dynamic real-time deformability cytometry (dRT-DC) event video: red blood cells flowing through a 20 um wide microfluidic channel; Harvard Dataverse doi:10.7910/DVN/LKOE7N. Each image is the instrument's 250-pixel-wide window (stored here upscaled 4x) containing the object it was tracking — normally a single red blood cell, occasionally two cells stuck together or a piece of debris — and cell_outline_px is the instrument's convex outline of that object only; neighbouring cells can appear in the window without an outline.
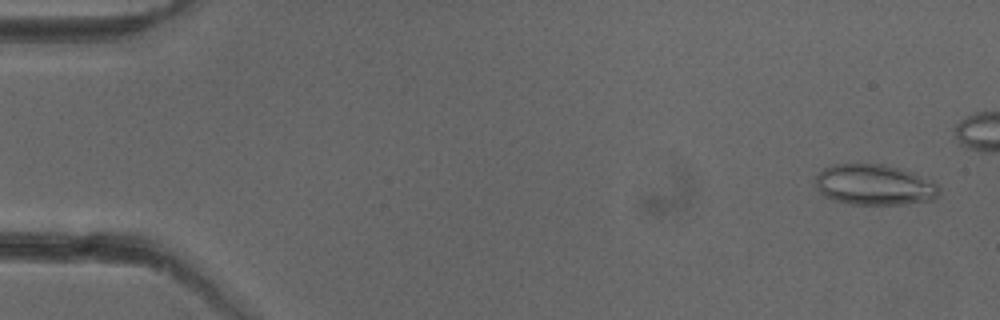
{"species": "common noctule bat (a hibernating species)", "species_latin": "Nyctalus noctula", "temperature_condition": "cold", "stored_images_in_passage": 44, "camera_frame_rate_fps": 3000, "um_per_image_px": 0.085, "animal": {"sex": "female"}, "frame": {"image": 1, "passage_image": 2, "time_ms": 0.333, "image_size_px": [1000, 320], "cell_outline_px": [[940, 192], [932, 200], [904, 204], [852, 204], [832, 200], [824, 196], [816, 188], [816, 176], [824, 168], [832, 164], [880, 164], [900, 168], [912, 172], [932, 180], [940, 188]], "centroid_in_image_um": [74.32, 15.71], "position_along_channel_um": 10.7, "area_um2": 29.36}}
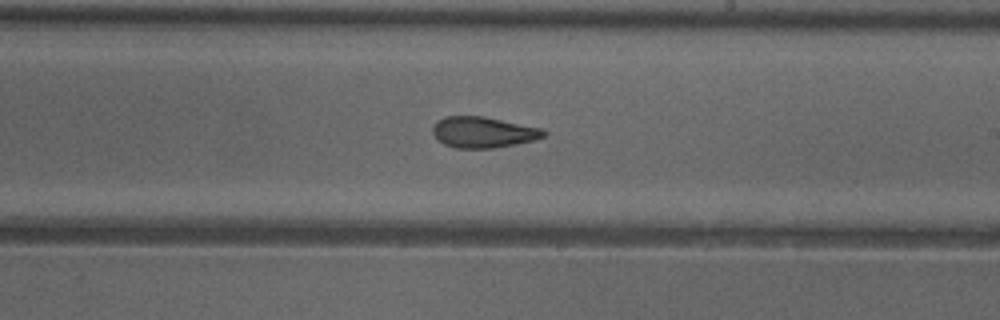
{"frame": {"image": 2, "passage_image": 30, "time_ms": 9.667, "image_size_px": [1000, 320], "cell_outline_px": [[548, 132], [544, 136], [536, 140], [516, 144], [492, 148], [456, 148], [444, 144], [432, 132], [432, 128], [436, 120], [444, 116], [484, 116], [544, 128]], "centroid_in_image_um": [41.11, 11.23], "position_along_channel_um": 247.9, "area_um2": 20.23}}
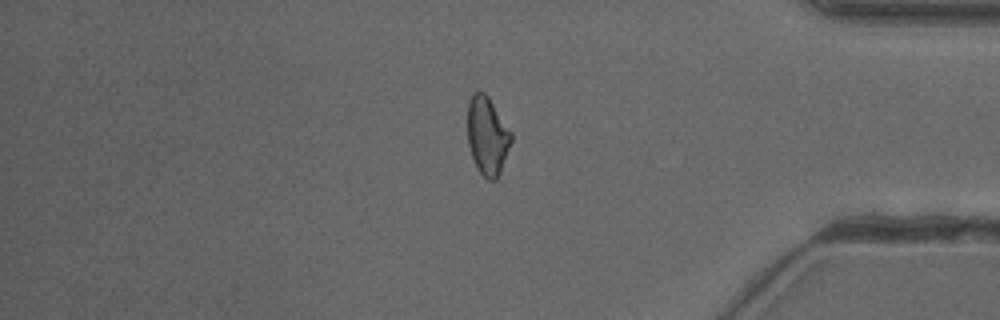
{"frame": {"image": 3, "passage_image": 43, "time_ms": 14.0, "image_size_px": [1000, 320], "cell_outline_px": [[512, 140], [500, 172], [496, 180], [488, 180], [476, 168], [468, 144], [468, 100], [476, 92], [484, 92], [488, 96], [512, 132]], "centroid_in_image_um": [41.43, 11.55], "position_along_channel_um": 393.8, "area_um2": 19.77}}